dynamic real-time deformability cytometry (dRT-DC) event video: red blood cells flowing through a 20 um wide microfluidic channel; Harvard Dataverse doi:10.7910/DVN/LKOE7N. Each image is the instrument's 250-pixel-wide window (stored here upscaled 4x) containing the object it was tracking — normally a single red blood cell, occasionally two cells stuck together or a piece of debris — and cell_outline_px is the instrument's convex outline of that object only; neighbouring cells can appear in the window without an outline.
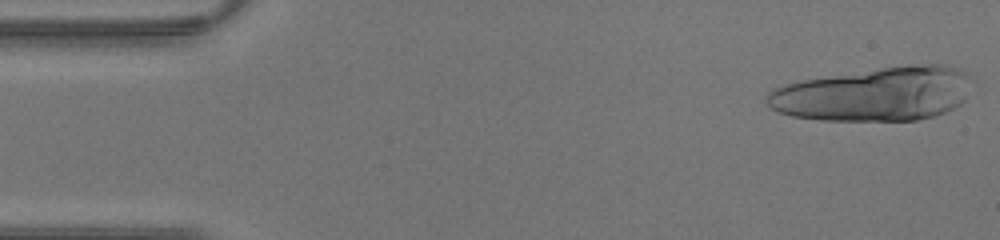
{"species": "human", "species_latin": "Homo sapiens", "temperature_condition": "warm", "stored_images_in_passage": 14, "camera_frame_rate_fps": 3000, "um_per_image_px": 0.085, "donor": {"sex": "male"}, "frame": {"image": 1, "passage_image": 1, "time_ms": 0.0, "image_size_px": [1000, 240], "cell_outline_px": [[968, 72], [964, 100], [960, 104], [944, 112], [932, 116], [916, 120], [820, 120], [792, 116], [768, 108], [764, 100], [764, 96], [772, 88], [784, 84], [804, 80], [880, 68], [912, 64], [944, 64], [960, 68]], "centroid_in_image_um": [74.27, 8.0], "position_along_channel_um": 10.7, "area_um2": 63.98}}